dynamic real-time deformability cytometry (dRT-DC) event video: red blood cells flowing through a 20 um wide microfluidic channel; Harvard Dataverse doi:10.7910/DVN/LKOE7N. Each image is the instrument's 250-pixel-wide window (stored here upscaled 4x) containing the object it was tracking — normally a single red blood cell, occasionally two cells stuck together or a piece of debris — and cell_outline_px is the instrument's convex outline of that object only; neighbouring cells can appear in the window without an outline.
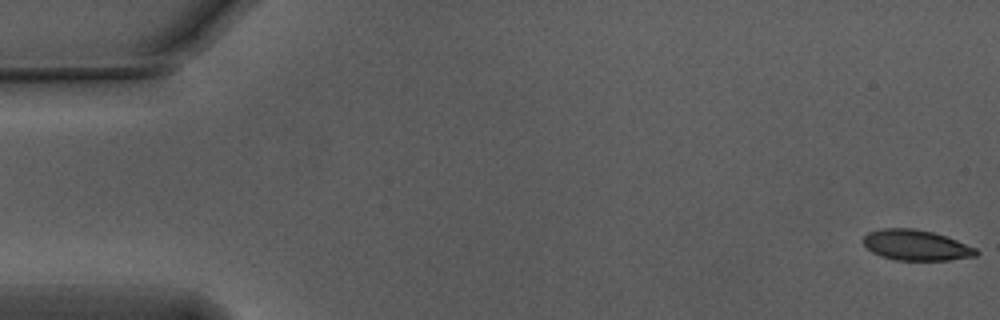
{"species": "Egyptian fruit bat (a non-hibernating species)", "species_latin": "Rousettus aegyptiacus", "temperature_condition": "warm", "stored_images_in_passage": 14, "camera_frame_rate_fps": 3000, "um_per_image_px": 0.085, "animal": {"sex": "male"}, "frame": {"image": 1, "passage_image": 1, "time_ms": 0.0, "image_size_px": [1000, 320], "cell_outline_px": [[980, 252], [976, 256], [948, 260], [896, 260], [880, 256], [872, 252], [864, 244], [864, 236], [868, 232], [884, 228], [912, 228], [932, 232], [956, 240], [976, 248]], "centroid_in_image_um": [77.87, 20.84], "position_along_channel_um": 7.1, "area_um2": 19.94}}